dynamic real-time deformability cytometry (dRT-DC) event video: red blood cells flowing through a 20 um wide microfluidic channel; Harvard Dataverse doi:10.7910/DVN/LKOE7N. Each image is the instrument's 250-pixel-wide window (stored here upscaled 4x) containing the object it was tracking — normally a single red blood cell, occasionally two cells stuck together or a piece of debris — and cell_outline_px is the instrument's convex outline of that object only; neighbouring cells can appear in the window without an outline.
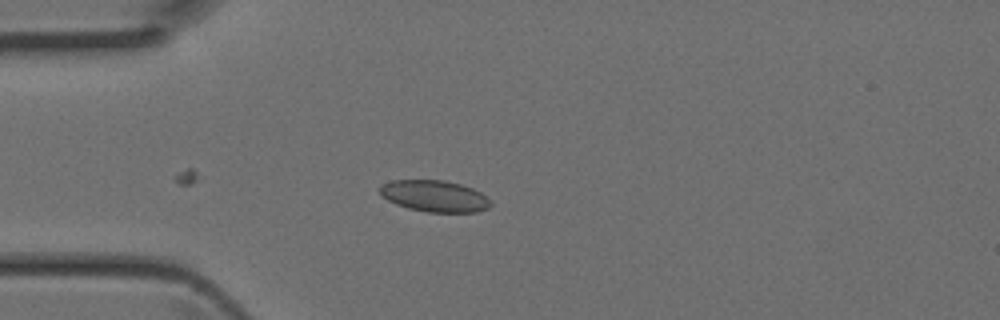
{"species": "Egyptian fruit bat (a non-hibernating species)", "species_latin": "Rousettus aegyptiacus", "temperature_condition": "room temperature", "stored_images_in_passage": 42, "camera_frame_rate_fps": 3000, "um_per_image_px": 0.085, "animal": {"sex": "female"}, "frame": {"image": 1, "passage_image": 11, "time_ms": 3.333, "image_size_px": [1000, 320], "cell_outline_px": [[492, 204], [488, 208], [476, 212], [428, 212], [408, 208], [396, 204], [380, 196], [380, 188], [384, 184], [392, 180], [444, 180], [460, 184], [472, 188], [480, 192]], "centroid_in_image_um": [36.92, 16.67], "position_along_channel_um": 48.1, "area_um2": 20.17}}
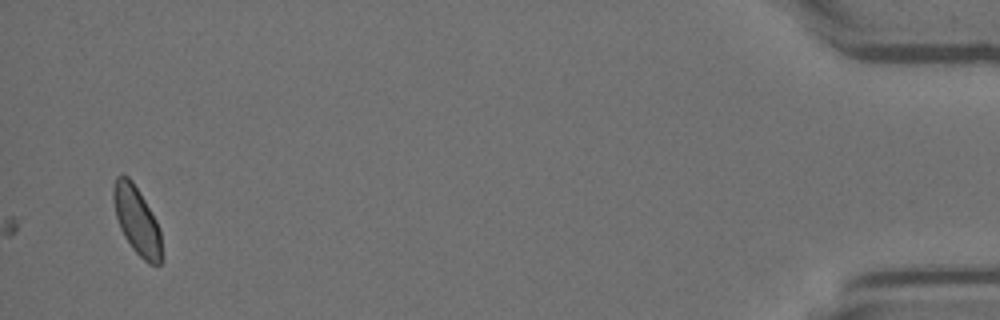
{"frame": {"image": 2, "passage_image": 42, "time_ms": 13.667, "image_size_px": [1000, 320], "cell_outline_px": [[164, 260], [160, 264], [148, 264], [132, 248], [124, 236], [120, 228], [116, 216], [112, 200], [112, 184], [116, 176], [128, 176], [132, 180], [156, 220], [160, 228]], "centroid_in_image_um": [11.64, 18.77], "position_along_channel_um": 423.6, "area_um2": 19.36}}